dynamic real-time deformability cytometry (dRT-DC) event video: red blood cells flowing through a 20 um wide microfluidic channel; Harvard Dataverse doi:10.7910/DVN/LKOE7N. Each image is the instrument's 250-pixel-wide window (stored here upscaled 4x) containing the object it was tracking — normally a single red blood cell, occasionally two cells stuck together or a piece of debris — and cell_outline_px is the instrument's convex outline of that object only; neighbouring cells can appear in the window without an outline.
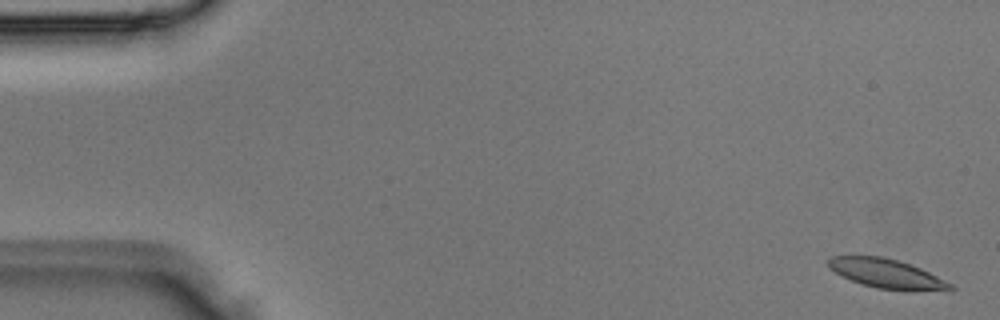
{"species": "Egyptian fruit bat (a non-hibernating species)", "species_latin": "Rousettus aegyptiacus", "temperature_condition": "room temperature", "stored_images_in_passage": 2, "segment_of_instrument_passage": [2, 2], "camera_frame_rate_fps": 3000, "um_per_image_px": 0.085, "animal": {"sex": "male"}, "frame": {"image": 1, "passage_image": 2, "time_ms": 0.333, "image_size_px": [1000, 320], "cell_outline_px": [[956, 288], [952, 292], [912, 292], [876, 288], [852, 280], [828, 268], [828, 260], [832, 256], [880, 256], [896, 260], [920, 268], [952, 284]], "centroid_in_image_um": [75.49, 23.31], "position_along_channel_um": 9.5, "area_um2": 21.04}}